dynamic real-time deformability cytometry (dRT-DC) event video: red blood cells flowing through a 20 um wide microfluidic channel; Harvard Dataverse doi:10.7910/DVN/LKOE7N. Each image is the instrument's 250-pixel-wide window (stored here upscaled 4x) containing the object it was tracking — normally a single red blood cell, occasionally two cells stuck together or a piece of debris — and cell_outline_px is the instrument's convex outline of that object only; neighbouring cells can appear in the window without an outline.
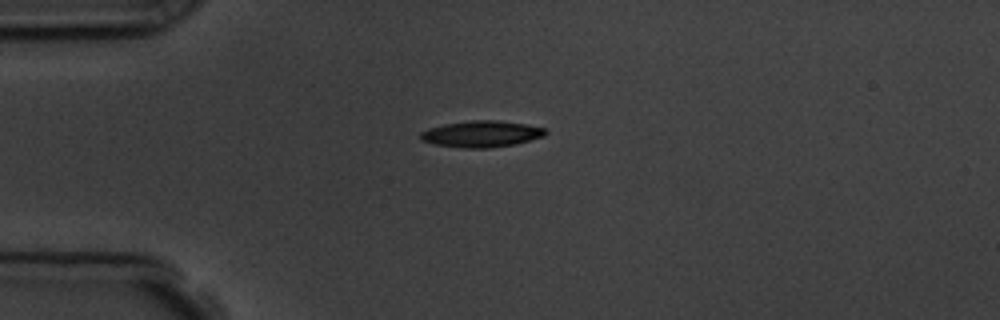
{"species": "common noctule bat (a hibernating species)", "species_latin": "Nyctalus noctula", "temperature_condition": "room temperature", "stored_images_in_passage": 5, "camera_frame_rate_fps": 3000, "um_per_image_px": 0.085, "animal": {"sex": "male", "body_mass_g": 19.5, "forearm_length_mm": 54.6}, "frame": {"image": 1, "passage_image": 1, "time_ms": 0.0, "image_size_px": [1000, 320], "cell_outline_px": [[548, 132], [544, 136], [512, 144], [488, 148], [464, 148], [436, 144], [420, 140], [420, 132], [428, 128], [444, 124], [472, 120], [496, 120], [524, 124], [544, 128]], "centroid_in_image_um": [40.89, 11.38], "position_along_channel_um": 44.1, "area_um2": 18.96}}